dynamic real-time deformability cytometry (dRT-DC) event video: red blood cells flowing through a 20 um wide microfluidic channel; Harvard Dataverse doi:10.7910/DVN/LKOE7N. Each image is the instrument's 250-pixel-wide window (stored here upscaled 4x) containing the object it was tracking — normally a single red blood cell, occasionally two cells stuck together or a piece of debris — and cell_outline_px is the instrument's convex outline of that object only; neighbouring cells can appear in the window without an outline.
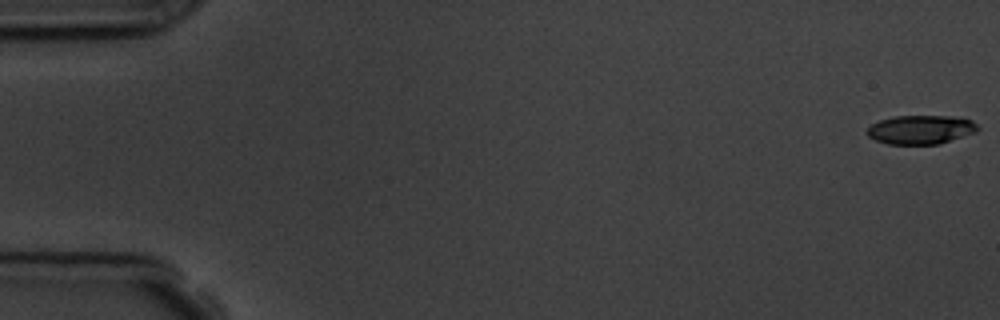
{"species": "common noctule bat (a hibernating species)", "species_latin": "Nyctalus noctula", "temperature_condition": "room temperature", "stored_images_in_passage": 6, "camera_frame_rate_fps": 3000, "um_per_image_px": 0.085, "animal": {"sex": "male", "body_mass_g": 19.5, "forearm_length_mm": 54.6}, "frame": {"image": 1, "passage_image": 1, "time_ms": 0.0, "image_size_px": [1000, 320], "cell_outline_px": [[980, 128], [976, 132], [940, 144], [888, 144], [876, 140], [868, 136], [864, 132], [872, 124], [880, 120], [892, 116], [948, 116], [972, 120]], "centroid_in_image_um": [78.25, 11.02], "position_along_channel_um": 6.8, "area_um2": 18.67}}
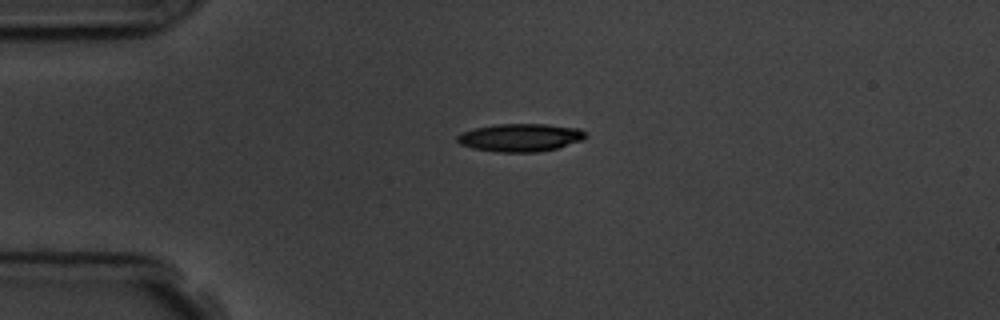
{"frame": {"image": 2, "passage_image": 4, "time_ms": 4.333, "image_size_px": [1000, 320], "cell_outline_px": [[588, 136], [584, 140], [556, 148], [540, 152], [496, 152], [472, 148], [460, 144], [456, 140], [456, 136], [460, 132], [476, 128], [496, 124], [544, 124], [580, 128]], "centroid_in_image_um": [44.22, 11.69], "position_along_channel_um": 40.8, "area_um2": 21.04}}